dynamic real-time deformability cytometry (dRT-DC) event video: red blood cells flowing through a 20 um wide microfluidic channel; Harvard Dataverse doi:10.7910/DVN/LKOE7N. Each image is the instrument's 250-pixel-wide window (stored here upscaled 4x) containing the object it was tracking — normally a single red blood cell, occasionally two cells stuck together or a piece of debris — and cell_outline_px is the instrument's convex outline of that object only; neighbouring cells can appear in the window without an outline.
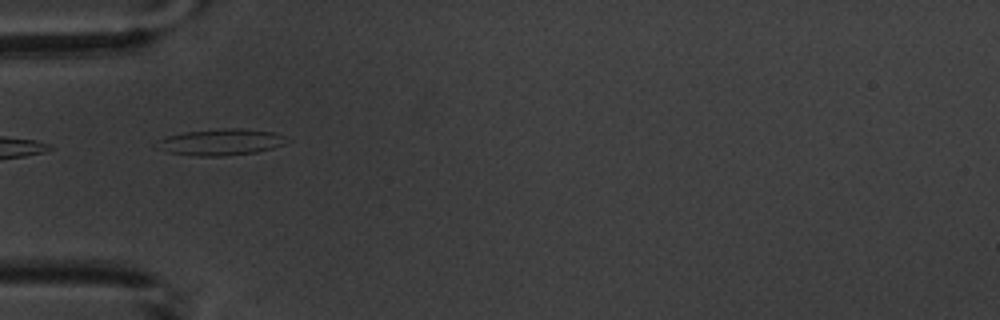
{"species": "common noctule bat (a hibernating species)", "species_latin": "Nyctalus noctula", "temperature_condition": "warm", "stored_images_in_passage": 10, "camera_frame_rate_fps": 3000, "um_per_image_px": 0.085, "animal": {"sex": "male", "body_mass_g": 20.1, "forearm_length_mm": 53.5}, "frame": {"image": 1, "passage_image": 4, "time_ms": 3.333, "image_size_px": [1000, 320], "cell_outline_px": [[292, 140], [284, 144], [272, 148], [256, 152], [224, 156], [196, 156], [168, 152], [152, 148], [152, 144], [156, 140], [164, 136], [184, 132], [224, 128], [240, 128], [272, 132], [284, 136]], "centroid_in_image_um": [18.67, 12.08], "position_along_channel_um": 66.3, "area_um2": 20.4}}
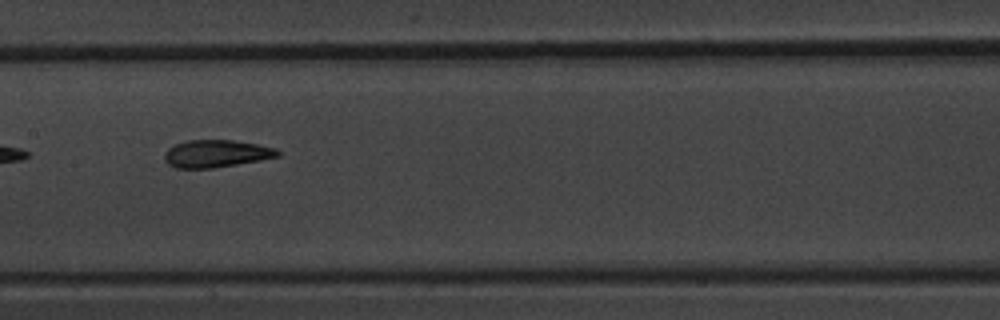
{"frame": {"image": 2, "passage_image": 7, "time_ms": 6.667, "image_size_px": [1000, 320], "cell_outline_px": [[280, 156], [260, 160], [212, 168], [176, 168], [168, 164], [164, 160], [164, 152], [168, 148], [176, 144], [188, 140], [232, 140], [256, 144], [276, 148], [280, 152]], "centroid_in_image_um": [18.36, 13.06], "position_along_channel_um": 189.0, "area_um2": 18.03}}
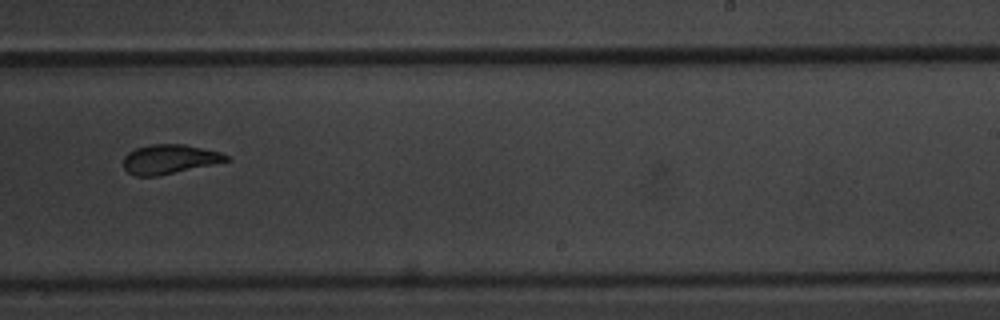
{"frame": {"image": 3, "passage_image": 9, "time_ms": 9.0, "image_size_px": [1000, 320], "cell_outline_px": [[232, 160], [156, 176], [136, 176], [128, 172], [124, 168], [124, 156], [128, 152], [136, 148], [152, 144], [184, 144], [220, 152], [228, 156]], "centroid_in_image_um": [14.39, 13.52], "position_along_channel_um": 274.6, "area_um2": 17.4}}